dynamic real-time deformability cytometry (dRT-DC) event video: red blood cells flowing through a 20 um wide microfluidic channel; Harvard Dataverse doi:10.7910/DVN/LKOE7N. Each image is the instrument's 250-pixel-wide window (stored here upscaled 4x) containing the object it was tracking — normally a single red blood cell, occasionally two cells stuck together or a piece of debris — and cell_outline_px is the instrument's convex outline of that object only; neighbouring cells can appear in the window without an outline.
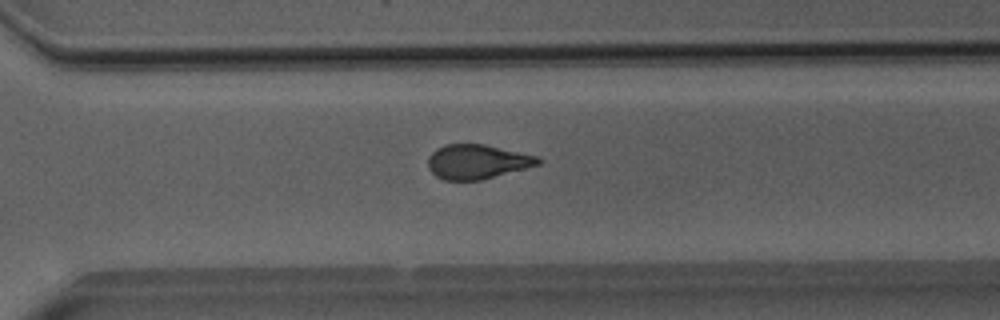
{"species": "Egyptian fruit bat (a non-hibernating species)", "species_latin": "Rousettus aegyptiacus", "temperature_condition": "room temperature", "stored_images_in_passage": 33, "camera_frame_rate_fps": 3000, "um_per_image_px": 0.085, "animal": {"sex": "male"}, "frame": {"image": 1, "passage_image": 28, "time_ms": 9.0, "image_size_px": [1000, 320], "cell_outline_px": [[544, 160], [540, 164], [480, 180], [444, 180], [436, 176], [428, 168], [428, 156], [436, 148], [444, 144], [484, 144], [536, 156]], "centroid_in_image_um": [40.52, 13.74], "position_along_channel_um": 330.1, "area_um2": 21.96}}